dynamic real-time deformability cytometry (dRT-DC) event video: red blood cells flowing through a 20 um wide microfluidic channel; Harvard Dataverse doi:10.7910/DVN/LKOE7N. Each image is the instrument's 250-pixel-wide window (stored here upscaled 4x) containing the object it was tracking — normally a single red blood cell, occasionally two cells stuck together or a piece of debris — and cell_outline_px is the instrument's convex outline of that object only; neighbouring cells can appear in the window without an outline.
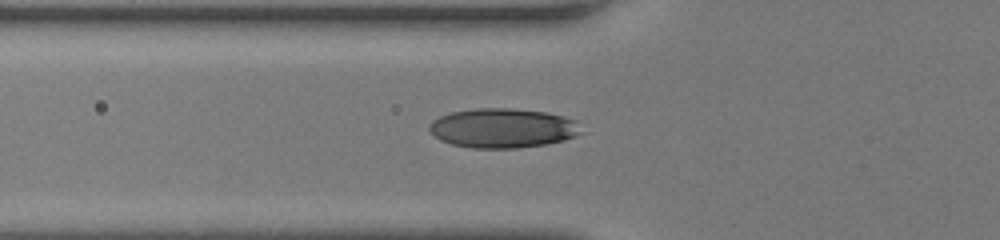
{"species": "human", "species_latin": "Homo sapiens", "temperature_condition": "room temperature", "stored_images_in_passage": 32, "camera_frame_rate_fps": 3000, "um_per_image_px": 0.085, "donor": {"sex": "female"}, "frame": {"image": 1, "passage_image": 2, "time_ms": 0.333, "image_size_px": [1000, 240], "cell_outline_px": [[588, 132], [564, 140], [548, 144], [516, 148], [472, 148], [452, 144], [440, 140], [428, 128], [428, 124], [432, 120], [440, 116], [452, 112], [476, 108], [508, 108], [544, 112], [576, 120]], "centroid_in_image_um": [42.79, 10.89], "position_along_channel_um": 83.0, "area_um2": 35.2}}
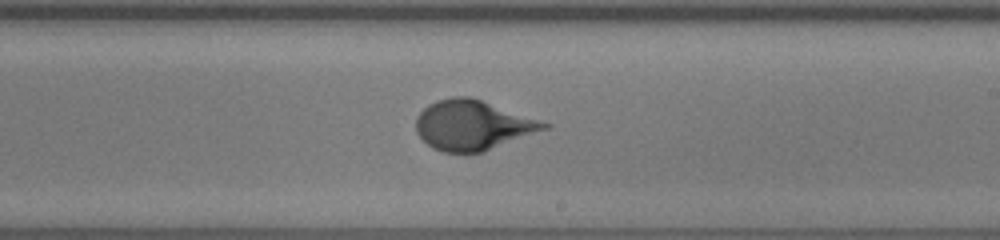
{"frame": {"image": 2, "passage_image": 14, "time_ms": 4.333, "image_size_px": [1000, 240], "cell_outline_px": [[552, 124], [548, 128], [480, 152], [444, 152], [432, 148], [416, 132], [416, 116], [428, 104], [436, 100], [452, 96], [472, 96]], "centroid_in_image_um": [40.15, 10.6], "position_along_channel_um": 248.8, "area_um2": 36.93}}
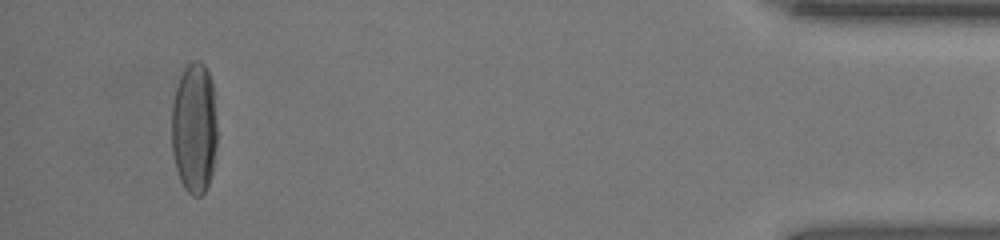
{"frame": {"image": 3, "passage_image": 31, "time_ms": 10.0, "image_size_px": [1000, 240], "cell_outline_px": [[216, 144], [212, 172], [208, 184], [204, 192], [200, 196], [192, 196], [184, 188], [180, 180], [176, 168], [172, 152], [172, 104], [176, 88], [180, 76], [184, 68], [192, 60], [200, 60], [204, 64], [208, 72], [212, 84], [216, 124]], "centroid_in_image_um": [16.5, 10.89], "position_along_channel_um": 418.7, "area_um2": 34.74}}